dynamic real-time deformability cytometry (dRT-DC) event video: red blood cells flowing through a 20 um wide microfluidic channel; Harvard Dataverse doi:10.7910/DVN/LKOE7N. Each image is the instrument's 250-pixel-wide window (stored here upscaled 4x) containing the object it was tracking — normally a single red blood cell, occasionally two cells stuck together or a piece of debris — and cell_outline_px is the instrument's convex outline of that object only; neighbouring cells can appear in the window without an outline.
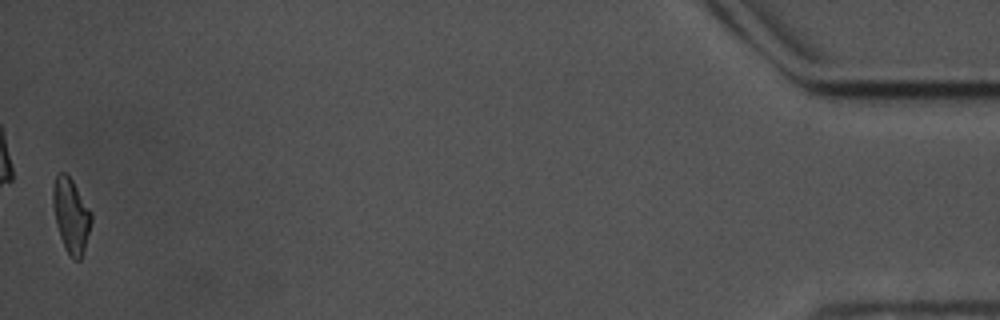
{"species": "common noctule bat (a hibernating species)", "species_latin": "Nyctalus noctula", "temperature_condition": "warm", "stored_images_in_passage": 58, "camera_frame_rate_fps": 3000, "um_per_image_px": 0.085, "animal": {"sex": "male", "body_mass_g": 17.5, "forearm_length_mm": 52.3}, "frame": {"image": 1, "passage_image": 58, "time_ms": 19.0, "image_size_px": [1000, 320], "cell_outline_px": [[92, 220], [84, 248], [80, 260], [72, 260], [64, 248], [56, 224], [52, 200], [52, 188], [56, 176], [60, 172], [64, 172], [72, 180], [92, 212]], "centroid_in_image_um": [6.03, 18.32], "position_along_channel_um": 429.2, "area_um2": 16.59}, "authors_computed_cell_mechanics": {"area_um2": 17.1088, "velocity_mm_per_s": 3.499, "shape_relaxation_time_tau1_ms": 5.9062, "shape_relaxation_time_tau2_ms": 10.4506, "deformation_change_tau1": 0.1593, "deformation_change_tau2": 0.1697}}